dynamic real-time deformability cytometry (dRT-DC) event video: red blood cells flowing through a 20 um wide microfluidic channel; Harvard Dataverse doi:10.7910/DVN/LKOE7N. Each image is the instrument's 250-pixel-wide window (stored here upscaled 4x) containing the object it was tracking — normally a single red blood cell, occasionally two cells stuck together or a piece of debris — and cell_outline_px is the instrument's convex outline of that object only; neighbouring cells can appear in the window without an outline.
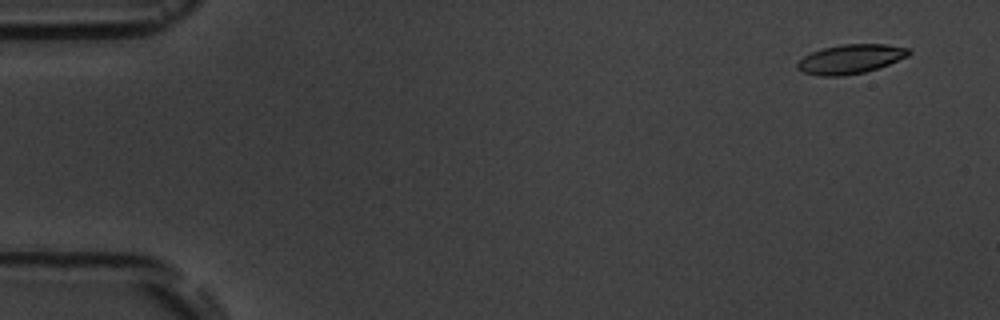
{"species": "common noctule bat (a hibernating species)", "species_latin": "Nyctalus noctula", "temperature_condition": "room temperature", "stored_images_in_passage": 3, "camera_frame_rate_fps": 3000, "um_per_image_px": 0.085, "animal": {"sex": "male", "body_mass_g": 19.5, "forearm_length_mm": 54.6}, "frame": {"image": 1, "passage_image": 1, "time_ms": 0.0, "image_size_px": [1000, 320], "cell_outline_px": [[912, 52], [908, 56], [888, 64], [864, 72], [840, 76], [820, 76], [804, 72], [796, 68], [796, 64], [804, 56], [812, 52], [824, 48], [840, 44], [884, 44], [912, 48]], "centroid_in_image_um": [72.31, 5.01], "position_along_channel_um": 12.7, "area_um2": 18.9}}